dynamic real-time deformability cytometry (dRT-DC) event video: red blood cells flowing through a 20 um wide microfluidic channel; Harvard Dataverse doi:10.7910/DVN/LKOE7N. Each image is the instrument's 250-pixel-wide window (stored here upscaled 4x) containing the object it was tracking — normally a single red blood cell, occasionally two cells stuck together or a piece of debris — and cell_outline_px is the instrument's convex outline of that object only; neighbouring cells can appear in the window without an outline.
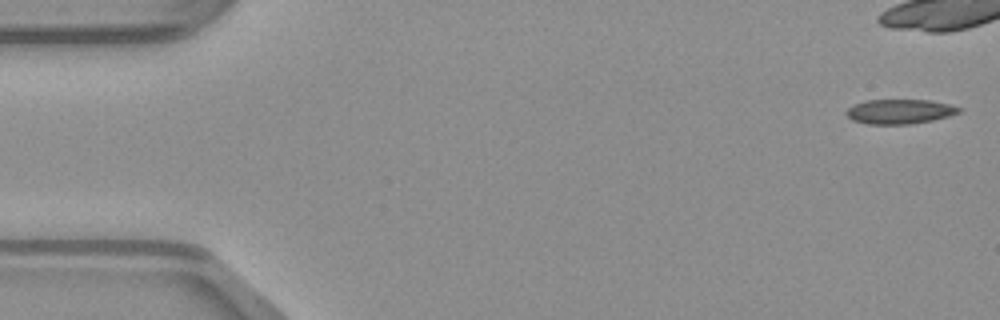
{"species": "common noctule bat (a hibernating species)", "species_latin": "Nyctalus noctula", "temperature_condition": "warm", "stored_images_in_passage": 37, "camera_frame_rate_fps": 3000, "um_per_image_px": 0.085, "animal": {"sex": "male", "body_mass_g": 23.1, "forearm_length_mm": 52.7}, "frame": {"image": 1, "passage_image": 1, "time_ms": 0.0, "image_size_px": [1000, 320], "cell_outline_px": [[964, 108], [960, 112], [948, 116], [932, 120], [908, 124], [868, 124], [852, 120], [844, 112], [852, 104], [868, 100], [928, 100], [948, 104]], "centroid_in_image_um": [76.45, 9.47], "position_along_channel_um": 8.5, "area_um2": 16.13}}